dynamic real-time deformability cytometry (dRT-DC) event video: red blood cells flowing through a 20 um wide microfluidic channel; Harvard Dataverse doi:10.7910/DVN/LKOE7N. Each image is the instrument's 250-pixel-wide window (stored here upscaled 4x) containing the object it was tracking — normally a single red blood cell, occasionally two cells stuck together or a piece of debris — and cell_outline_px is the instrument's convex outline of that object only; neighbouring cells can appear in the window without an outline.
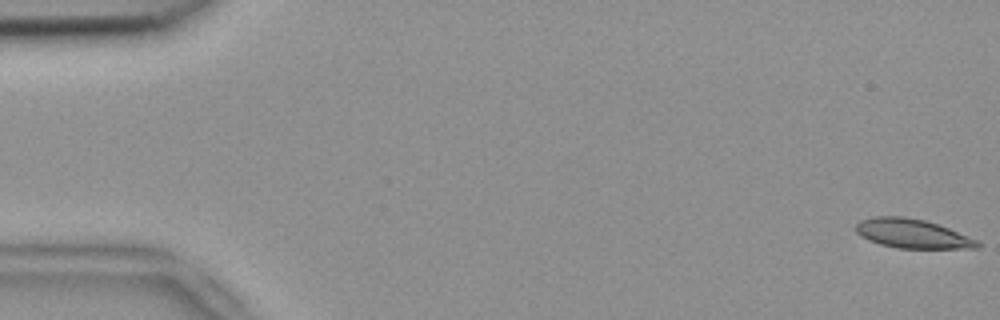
{"species": "common noctule bat (a hibernating species)", "species_latin": "Nyctalus noctula", "temperature_condition": "room temperature", "stored_images_in_passage": 54, "camera_frame_rate_fps": 3000, "um_per_image_px": 0.085, "animal": {"sex": "female", "body_mass_g": 18.4}, "frame": {"image": 1, "passage_image": 1, "time_ms": 0.0, "image_size_px": [1000, 320], "cell_outline_px": [[980, 248], [896, 248], [880, 244], [868, 240], [860, 236], [856, 232], [856, 224], [860, 220], [872, 216], [904, 216], [924, 220], [948, 228], [976, 240], [980, 244]], "centroid_in_image_um": [77.48, 19.85], "position_along_channel_um": 7.5, "area_um2": 20.52}}
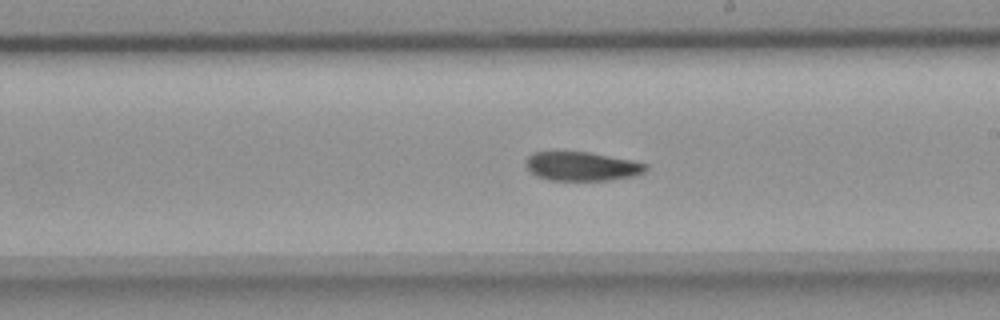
{"frame": {"image": 2, "passage_image": 31, "time_ms": 10.0, "image_size_px": [1000, 320], "cell_outline_px": [[648, 168], [644, 172], [636, 176], [612, 180], [548, 180], [536, 176], [524, 164], [524, 160], [532, 152], [552, 148], [588, 152], [632, 160], [648, 164]], "centroid_in_image_um": [49.39, 14.09], "position_along_channel_um": 239.6, "area_um2": 21.21}}
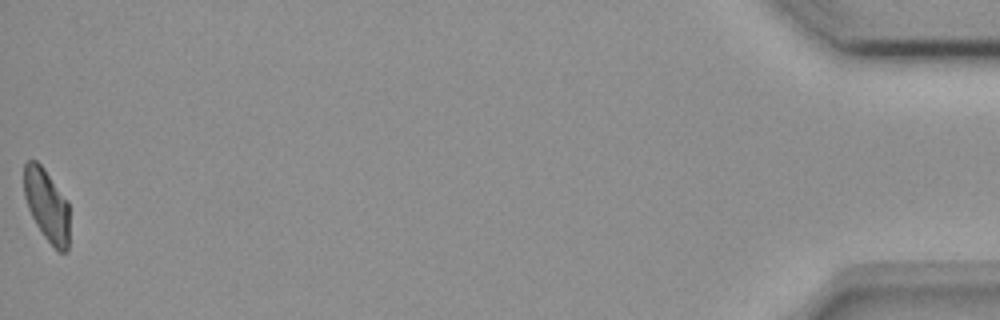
{"frame": {"image": 3, "passage_image": 54, "time_ms": 17.667, "image_size_px": [1000, 320], "cell_outline_px": [[68, 248], [64, 252], [60, 252], [44, 236], [36, 224], [28, 208], [24, 196], [24, 164], [28, 160], [36, 160], [44, 168], [68, 200]], "centroid_in_image_um": [3.96, 17.4], "position_along_channel_um": 431.2, "area_um2": 19.02}, "authors_computed_cell_mechanics": {"area_um2": 21.1259, "velocity_mm_per_s": 3.7862, "shape_relaxation_time_tau1_ms": 7.0422, "shape_relaxation_time_tau2_ms": 4.4486, "deformation_change_tau1": 0.1821, "deformation_change_tau2": 0.1087}}